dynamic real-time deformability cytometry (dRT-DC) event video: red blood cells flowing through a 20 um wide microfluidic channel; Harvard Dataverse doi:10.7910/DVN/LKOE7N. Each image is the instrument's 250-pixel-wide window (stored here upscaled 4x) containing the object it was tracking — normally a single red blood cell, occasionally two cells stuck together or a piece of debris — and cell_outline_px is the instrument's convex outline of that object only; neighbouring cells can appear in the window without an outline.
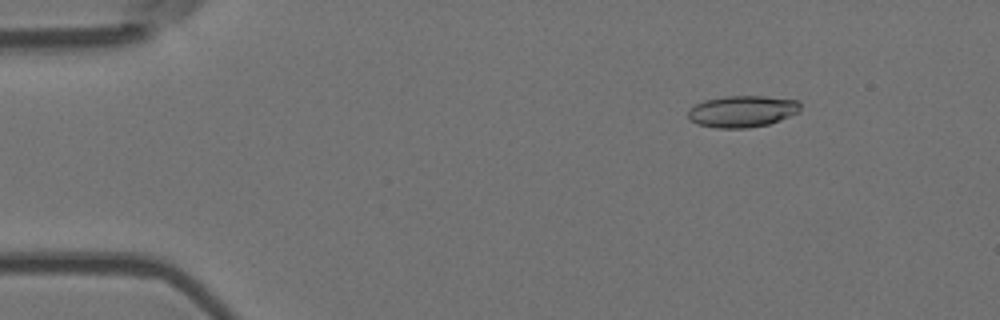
{"species": "Egyptian fruit bat (a non-hibernating species)", "species_latin": "Rousettus aegyptiacus", "temperature_condition": "room temperature", "stored_images_in_passage": 4, "camera_frame_rate_fps": 3000, "um_per_image_px": 0.085, "animal": {"sex": "female"}, "frame": {"image": 1, "passage_image": 2, "time_ms": 0.333, "image_size_px": [1000, 320], "cell_outline_px": [[800, 112], [780, 120], [768, 124], [748, 128], [716, 128], [696, 124], [688, 116], [688, 108], [704, 100], [724, 96], [764, 96], [800, 100]], "centroid_in_image_um": [63.1, 9.46], "position_along_channel_um": 21.9, "area_um2": 20.87}}
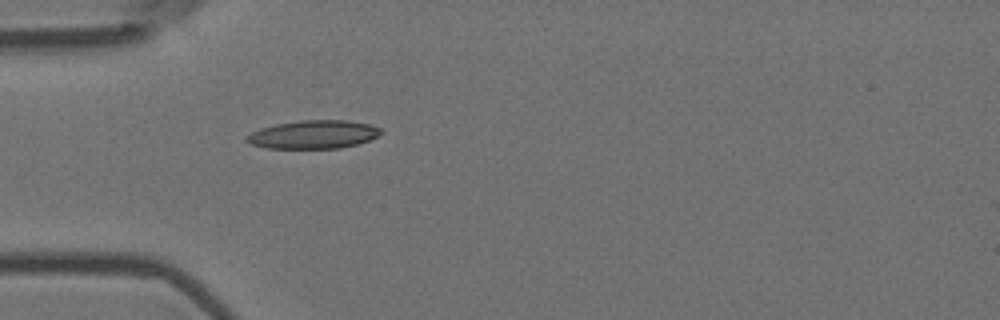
{"frame": {"image": 2, "passage_image": 4, "time_ms": 1.0, "image_size_px": [1000, 320], "cell_outline_px": [[384, 132], [368, 140], [356, 144], [340, 148], [264, 148], [252, 144], [244, 140], [252, 132], [260, 128], [276, 124], [300, 120], [348, 120], [368, 124], [380, 128]], "centroid_in_image_um": [26.63, 11.42], "position_along_channel_um": 58.4, "area_um2": 22.02}}